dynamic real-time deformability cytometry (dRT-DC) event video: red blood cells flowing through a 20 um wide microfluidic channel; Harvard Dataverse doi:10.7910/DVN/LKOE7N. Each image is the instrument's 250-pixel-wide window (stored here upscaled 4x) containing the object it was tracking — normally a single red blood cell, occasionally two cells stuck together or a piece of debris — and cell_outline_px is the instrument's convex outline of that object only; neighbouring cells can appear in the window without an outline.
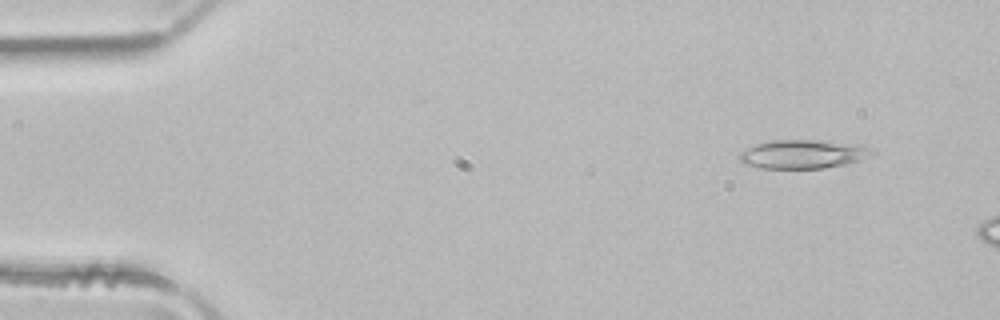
{"species": "common noctule bat (a hibernating species)", "species_latin": "Nyctalus noctula", "temperature_condition": "room temperature", "stored_images_in_passage": 3, "camera_frame_rate_fps": 3000, "um_per_image_px": 0.085, "animal": {"sex": "male", "body_mass_g": 21.5, "forearm_length_mm": 52.0}, "frame": {"image": 1, "passage_image": 1, "time_ms": 0.0, "image_size_px": [1000, 320], "cell_outline_px": [[876, 152], [860, 160], [844, 164], [824, 168], [760, 168], [744, 164], [736, 156], [740, 152], [756, 144], [772, 140], [824, 140], [856, 144], [872, 148]], "centroid_in_image_um": [68.24, 13.09], "position_along_channel_um": 16.8, "area_um2": 22.25}}